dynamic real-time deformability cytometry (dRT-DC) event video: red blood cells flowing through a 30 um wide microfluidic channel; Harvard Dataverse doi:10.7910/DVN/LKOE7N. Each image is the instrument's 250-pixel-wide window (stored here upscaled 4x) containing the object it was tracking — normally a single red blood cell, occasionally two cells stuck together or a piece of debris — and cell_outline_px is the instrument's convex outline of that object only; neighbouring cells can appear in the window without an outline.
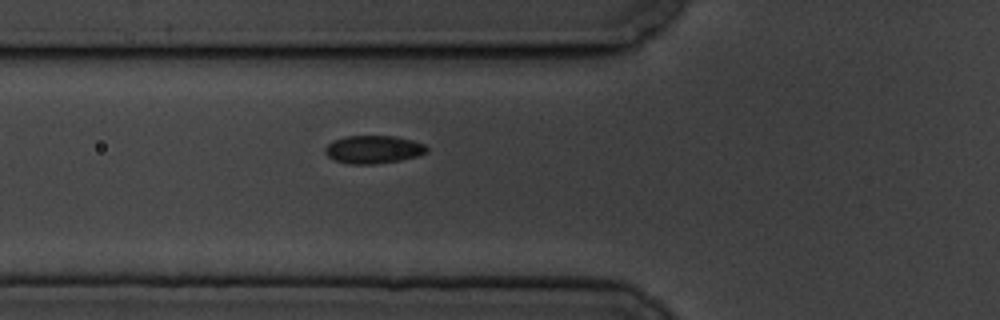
{"species": "common noctule bat (a hibernating species)", "species_latin": "Nyctalus noctula", "temperature_condition": "cold", "stored_images_in_passage": 7, "camera_frame_rate_fps": 3000, "um_per_image_px": 0.085, "animal": {"sex": "male", "body_mass_g": 19.5, "forearm_length_mm": 54.6}, "frame": {"image": 1, "passage_image": 7, "time_ms": 7.0, "image_size_px": [1000, 320], "cell_outline_px": [[428, 152], [416, 156], [400, 160], [372, 164], [348, 164], [336, 160], [328, 156], [324, 152], [324, 148], [332, 140], [344, 136], [392, 136], [412, 140], [424, 144], [428, 148]], "centroid_in_image_um": [31.71, 12.7], "position_along_channel_um": 94.1, "area_um2": 16.53}}